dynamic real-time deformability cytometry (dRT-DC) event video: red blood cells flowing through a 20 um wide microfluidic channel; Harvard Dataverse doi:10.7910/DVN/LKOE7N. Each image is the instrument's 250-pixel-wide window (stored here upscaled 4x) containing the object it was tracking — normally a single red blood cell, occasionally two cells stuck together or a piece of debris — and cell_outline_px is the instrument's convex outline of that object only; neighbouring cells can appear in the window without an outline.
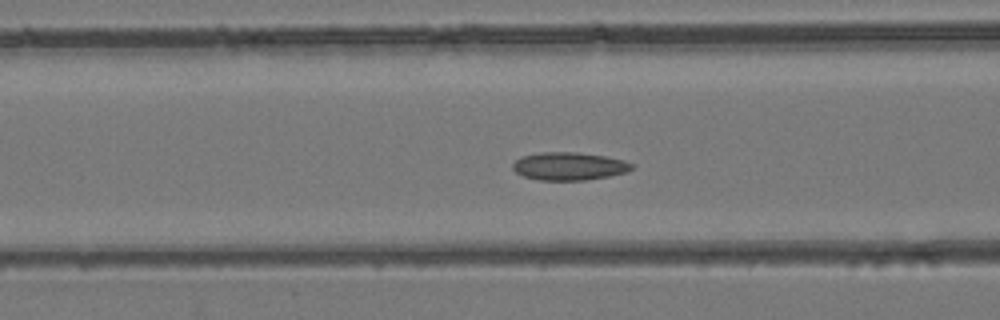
{"species": "common noctule bat (a hibernating species)", "species_latin": "Nyctalus noctula", "temperature_condition": "room temperature", "stored_images_in_passage": 46, "camera_frame_rate_fps": 3000, "um_per_image_px": 0.085, "animal": {"sex": "female", "body_mass_g": 24.6, "forearm_length_mm": 56.2}, "frame": {"image": 1, "passage_image": 19, "time_ms": 6.0, "image_size_px": [1000, 320], "cell_outline_px": [[636, 164], [628, 172], [608, 176], [584, 180], [540, 180], [524, 176], [516, 172], [512, 168], [512, 164], [520, 156], [540, 152], [576, 152], [604, 156], [624, 160]], "centroid_in_image_um": [48.38, 14.12], "position_along_channel_um": 118.2, "area_um2": 19.42}}
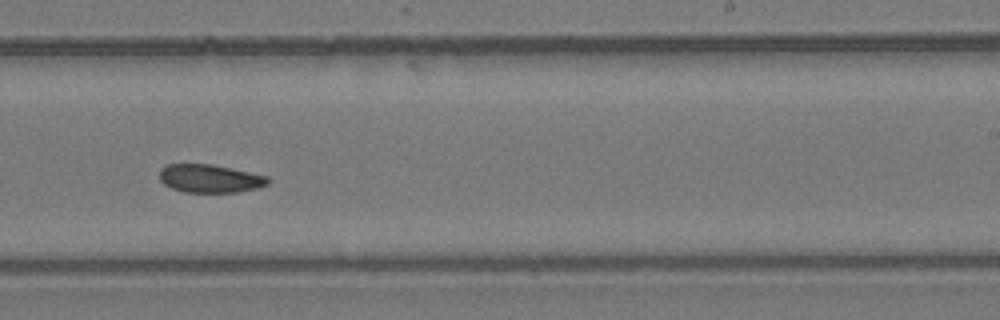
{"frame": {"image": 2, "passage_image": 29, "time_ms": 9.333, "image_size_px": [1000, 320], "cell_outline_px": [[272, 180], [268, 184], [256, 188], [236, 192], [184, 192], [172, 188], [164, 184], [160, 180], [160, 168], [168, 164], [212, 164], [232, 168], [268, 176]], "centroid_in_image_um": [17.86, 15.17], "position_along_channel_um": 271.1, "area_um2": 17.86}}
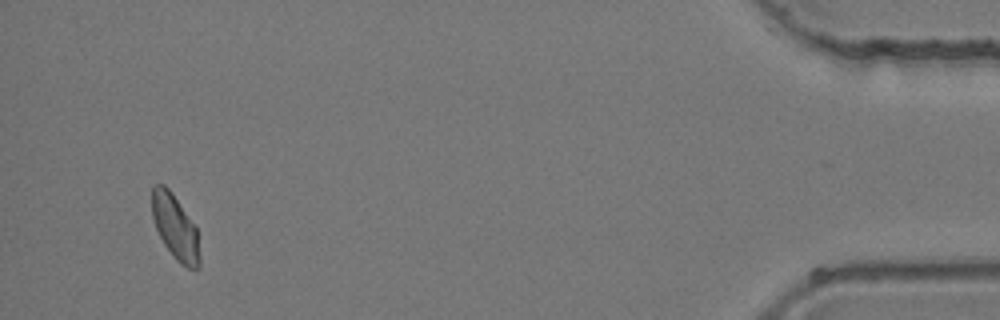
{"frame": {"image": 3, "passage_image": 44, "time_ms": 14.333, "image_size_px": [1000, 320], "cell_outline_px": [[200, 264], [196, 268], [188, 268], [180, 264], [176, 260], [164, 244], [156, 228], [152, 216], [152, 184], [164, 184], [172, 192], [196, 228], [200, 256]], "centroid_in_image_um": [14.88, 19.3], "position_along_channel_um": 420.3, "area_um2": 17.8}}